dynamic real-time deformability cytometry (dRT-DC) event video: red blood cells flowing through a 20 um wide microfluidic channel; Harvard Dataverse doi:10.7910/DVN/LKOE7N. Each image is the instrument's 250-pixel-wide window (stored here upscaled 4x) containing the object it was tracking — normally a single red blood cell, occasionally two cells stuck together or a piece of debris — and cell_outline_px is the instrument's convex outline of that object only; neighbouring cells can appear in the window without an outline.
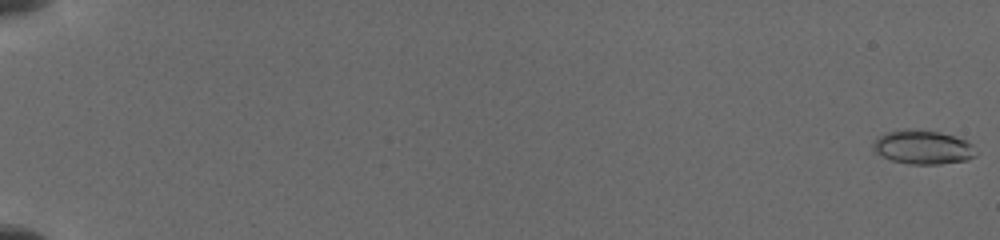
{"species": "common noctule bat (a hibernating species)", "species_latin": "Nyctalus noctula", "temperature_condition": "cold", "stored_images_in_passage": 110, "camera_frame_rate_fps": 3000, "um_per_image_px": 0.085, "animal": {"sex": "female", "body_mass_g": 19.5, "forearm_length_mm": 54.1}, "frame": {"image": 1, "passage_image": 1, "time_ms": 0.0, "image_size_px": [1000, 240], "cell_outline_px": [[976, 156], [968, 160], [940, 164], [908, 164], [892, 160], [876, 152], [872, 148], [872, 144], [884, 132], [904, 128], [908, 128], [940, 132], [964, 140], [972, 144]], "centroid_in_image_um": [78.43, 12.5], "position_along_channel_um": 6.6, "area_um2": 20.29}}
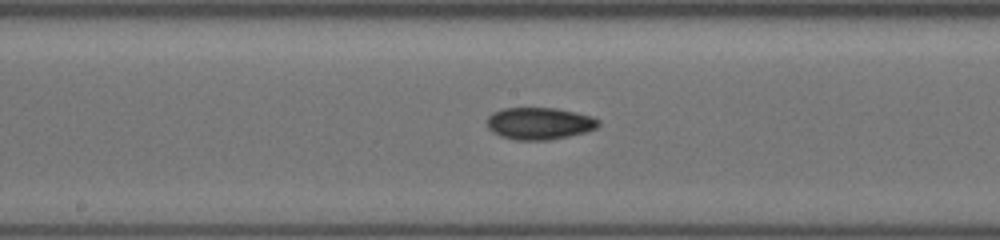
{"frame": {"image": 2, "passage_image": 74, "time_ms": 10.333, "image_size_px": [1000, 240], "cell_outline_px": [[600, 124], [596, 128], [584, 132], [568, 136], [548, 140], [516, 140], [500, 136], [492, 132], [488, 128], [488, 116], [492, 112], [504, 108], [556, 108], [576, 112], [592, 116], [600, 120]], "centroid_in_image_um": [45.85, 10.49], "position_along_channel_um": 202.4, "area_um2": 20.87}}
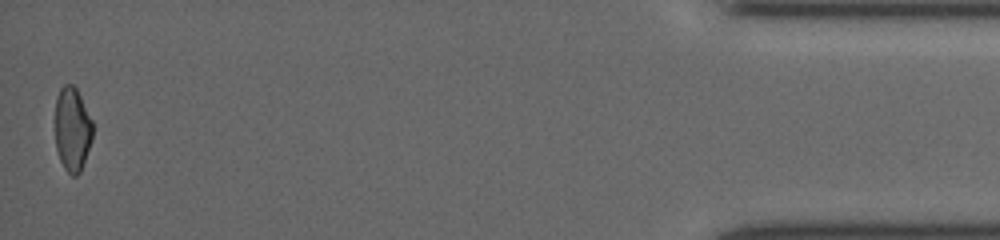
{"frame": {"image": 3, "passage_image": 108, "time_ms": 18.0, "image_size_px": [1000, 240], "cell_outline_px": [[92, 140], [80, 172], [76, 176], [72, 176], [64, 168], [60, 160], [56, 148], [56, 96], [60, 88], [64, 84], [72, 84], [76, 88], [92, 120]], "centroid_in_image_um": [6.14, 10.98], "position_along_channel_um": 429.1, "area_um2": 18.26}}